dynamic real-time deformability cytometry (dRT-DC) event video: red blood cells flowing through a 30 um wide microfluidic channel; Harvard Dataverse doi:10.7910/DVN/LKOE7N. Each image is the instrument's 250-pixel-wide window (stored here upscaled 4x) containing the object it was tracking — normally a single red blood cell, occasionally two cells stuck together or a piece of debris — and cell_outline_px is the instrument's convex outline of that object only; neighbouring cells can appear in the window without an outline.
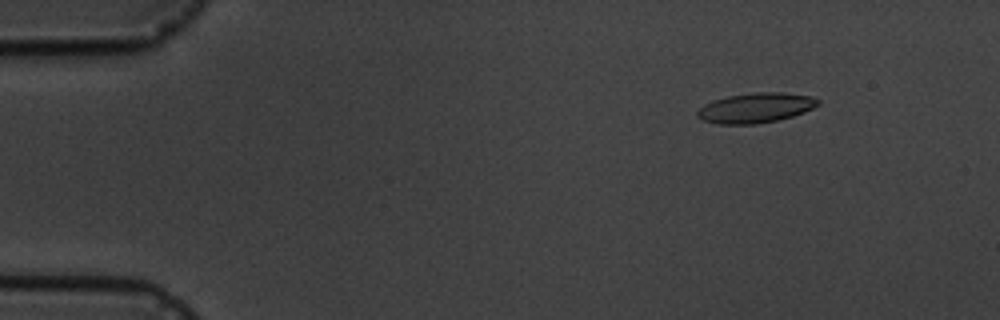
{"species": "common noctule bat (a hibernating species)", "species_latin": "Nyctalus noctula", "temperature_condition": "cold", "stored_images_in_passage": 5, "camera_frame_rate_fps": 3000, "um_per_image_px": 0.085, "animal": {"sex": "male", "body_mass_g": 19.5, "forearm_length_mm": 54.6}, "frame": {"image": 1, "passage_image": 2, "time_ms": 1.333, "image_size_px": [1000, 320], "cell_outline_px": [[820, 104], [804, 112], [792, 116], [776, 120], [756, 124], [716, 124], [704, 120], [696, 116], [696, 112], [704, 104], [712, 100], [728, 96], [756, 92], [784, 92], [812, 96], [820, 100]], "centroid_in_image_um": [64.23, 9.16], "position_along_channel_um": 20.8, "area_um2": 21.1}}
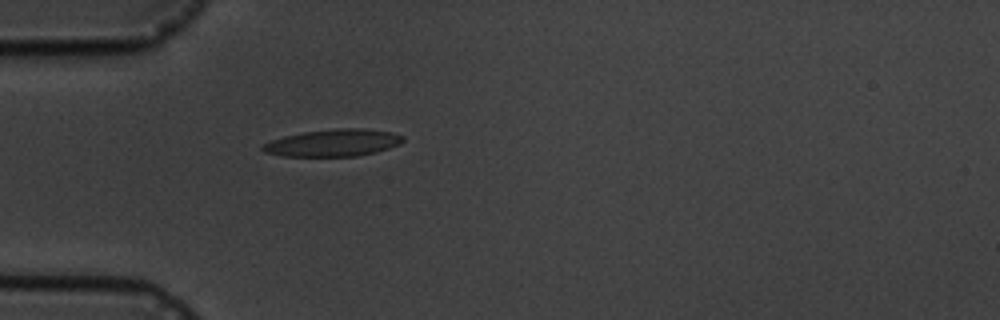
{"frame": {"image": 2, "passage_image": 5, "time_ms": 4.667, "image_size_px": [1000, 320], "cell_outline_px": [[404, 140], [400, 144], [376, 152], [356, 156], [284, 156], [264, 152], [260, 148], [264, 144], [272, 140], [284, 136], [304, 132], [336, 128], [364, 128], [392, 132], [404, 136]], "centroid_in_image_um": [28.35, 12.13], "position_along_channel_um": 56.7, "area_um2": 22.14}}